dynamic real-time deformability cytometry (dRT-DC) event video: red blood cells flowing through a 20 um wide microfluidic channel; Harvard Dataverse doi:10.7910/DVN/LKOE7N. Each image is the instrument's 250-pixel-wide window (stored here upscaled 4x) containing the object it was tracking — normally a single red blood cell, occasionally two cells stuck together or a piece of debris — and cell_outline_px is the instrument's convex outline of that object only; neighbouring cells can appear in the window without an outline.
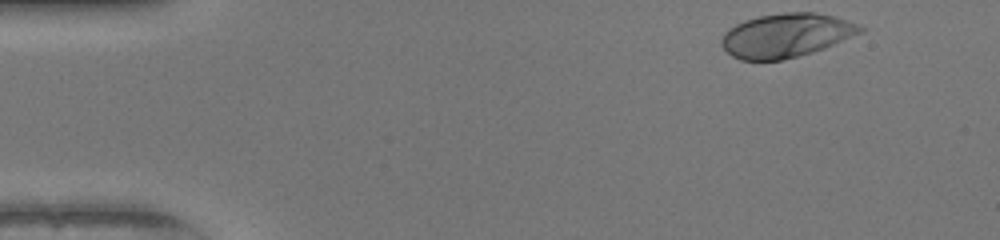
{"species": "human", "species_latin": "Homo sapiens", "temperature_condition": "warm", "stored_images_in_passage": 38, "camera_frame_rate_fps": 3000, "um_per_image_px": 0.085, "donor": {"sex": "female"}, "frame": {"image": 1, "passage_image": 1, "time_ms": 0.0, "image_size_px": [1000, 240], "cell_outline_px": [[864, 32], [824, 48], [812, 52], [780, 60], [740, 60], [732, 56], [720, 44], [720, 40], [724, 32], [728, 28], [744, 20], [760, 16], [784, 12], [816, 12], [836, 16], [856, 24], [864, 28]], "centroid_in_image_um": [66.81, 3.0], "position_along_channel_um": 18.2, "area_um2": 35.49}}
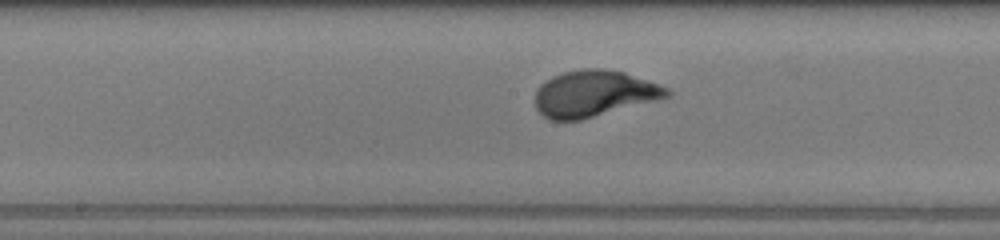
{"frame": {"image": 2, "passage_image": 22, "time_ms": 7.0, "image_size_px": [1000, 240], "cell_outline_px": [[672, 96], [580, 120], [548, 120], [536, 108], [536, 92], [540, 84], [552, 76], [564, 72], [584, 68], [604, 68], [624, 72], [648, 80], [668, 88], [672, 92]], "centroid_in_image_um": [50.5, 7.95], "position_along_channel_um": 197.7, "area_um2": 35.55}}
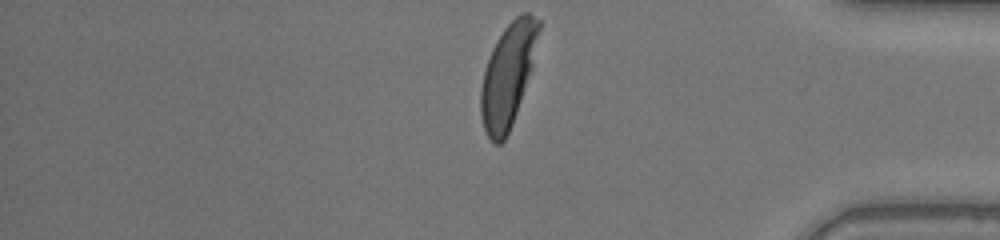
{"frame": {"image": 3, "passage_image": 38, "time_ms": 12.333, "image_size_px": [1000, 240], "cell_outline_px": [[540, 28], [532, 68], [512, 124], [504, 140], [500, 144], [496, 144], [488, 136], [484, 128], [480, 112], [480, 88], [484, 72], [492, 48], [496, 40], [504, 28], [520, 12], [528, 12], [540, 20]], "centroid_in_image_um": [43.17, 6.35], "position_along_channel_um": 392.0, "area_um2": 34.51}, "authors_computed_cell_mechanics": {"area_um2": 35.0557, "velocity_mm_per_s": 4.0955, "shape_relaxation_time_tau1_ms": 2.5396, "shape_relaxation_time_tau2_ms": null, "deformation_change_tau1": 0.1998, "deformation_change_tau2": null}}